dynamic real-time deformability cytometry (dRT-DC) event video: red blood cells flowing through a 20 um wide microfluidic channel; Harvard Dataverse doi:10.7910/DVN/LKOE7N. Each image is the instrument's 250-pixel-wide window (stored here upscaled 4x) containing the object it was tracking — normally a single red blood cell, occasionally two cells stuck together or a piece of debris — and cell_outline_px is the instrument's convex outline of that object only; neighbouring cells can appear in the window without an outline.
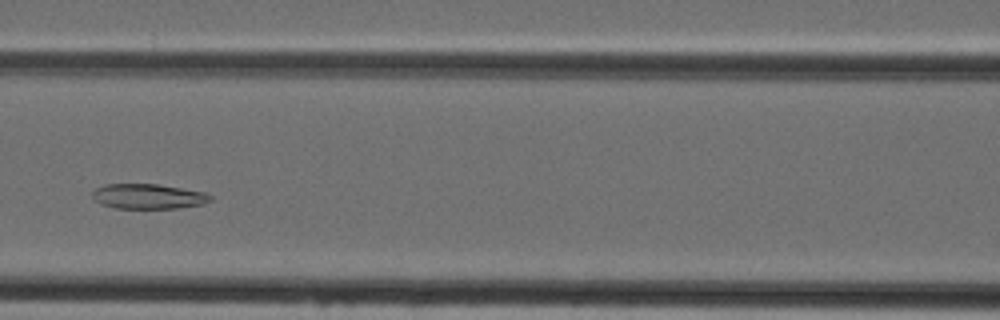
{"species": "Egyptian fruit bat (a non-hibernating species)", "species_latin": "Rousettus aegyptiacus", "temperature_condition": "cold", "stored_images_in_passage": 43, "camera_frame_rate_fps": 3000, "um_per_image_px": 0.085, "animal": {"sex": "female"}, "frame": {"image": 1, "passage_image": 16, "time_ms": 5.0, "image_size_px": [1000, 320], "cell_outline_px": [[212, 200], [204, 204], [176, 208], [116, 208], [100, 204], [92, 196], [92, 192], [96, 188], [104, 184], [156, 184], [204, 192], [212, 196]], "centroid_in_image_um": [12.59, 16.69], "position_along_channel_um": 154.0, "area_um2": 17.11}}
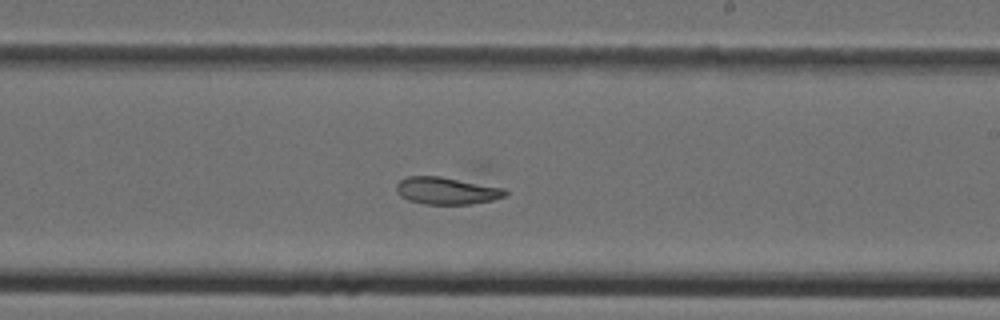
{"frame": {"image": 2, "passage_image": 23, "time_ms": 7.333, "image_size_px": [1000, 320], "cell_outline_px": [[508, 192], [504, 196], [492, 200], [468, 204], [424, 204], [408, 200], [400, 196], [396, 192], [396, 184], [400, 180], [408, 176], [476, 164], [488, 164]], "centroid_in_image_um": [38.49, 15.82], "position_along_channel_um": 250.5, "area_um2": 24.04}}
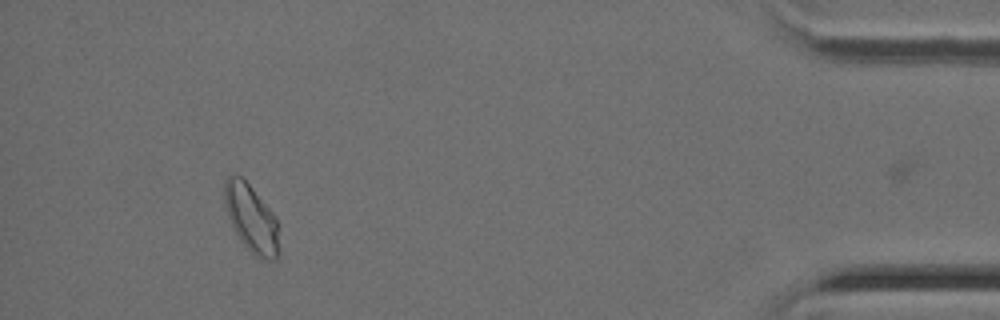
{"frame": {"image": 3, "passage_image": 39, "time_ms": 12.667, "image_size_px": [1000, 320], "cell_outline_px": [[276, 260], [260, 260], [240, 240], [228, 216], [224, 204], [224, 180], [232, 172], [240, 176], [252, 188], [272, 212], [276, 220]], "centroid_in_image_um": [21.29, 18.51], "position_along_channel_um": 413.9, "area_um2": 20.87}}